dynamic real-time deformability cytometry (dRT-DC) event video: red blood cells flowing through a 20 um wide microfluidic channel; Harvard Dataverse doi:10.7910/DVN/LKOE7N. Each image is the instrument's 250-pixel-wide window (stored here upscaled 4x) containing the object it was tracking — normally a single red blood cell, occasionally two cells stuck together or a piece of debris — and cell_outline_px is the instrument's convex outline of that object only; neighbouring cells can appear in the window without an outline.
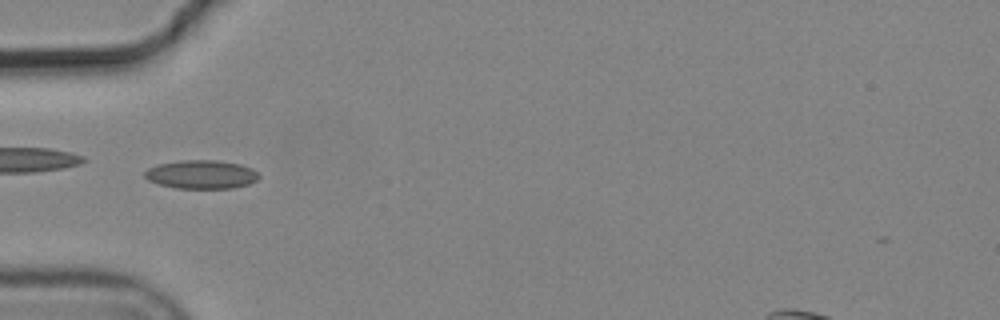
{"species": "common noctule bat (a hibernating species)", "species_latin": "Nyctalus noctula", "temperature_condition": "cold", "stored_images_in_passage": 2, "camera_frame_rate_fps": 3000, "um_per_image_px": 0.085, "animal": {"sex": "male", "body_mass_g": 19.2, "forearm_length_mm": 51.8}, "frame": {"image": 1, "passage_image": 2, "time_ms": 0.333, "image_size_px": [1000, 320], "cell_outline_px": [[260, 176], [256, 180], [248, 184], [232, 188], [176, 188], [160, 184], [148, 180], [144, 176], [144, 172], [148, 168], [160, 164], [180, 160], [216, 160], [240, 164], [252, 168]], "centroid_in_image_um": [17.11, 14.82], "position_along_channel_um": 67.9, "area_um2": 18.9}}